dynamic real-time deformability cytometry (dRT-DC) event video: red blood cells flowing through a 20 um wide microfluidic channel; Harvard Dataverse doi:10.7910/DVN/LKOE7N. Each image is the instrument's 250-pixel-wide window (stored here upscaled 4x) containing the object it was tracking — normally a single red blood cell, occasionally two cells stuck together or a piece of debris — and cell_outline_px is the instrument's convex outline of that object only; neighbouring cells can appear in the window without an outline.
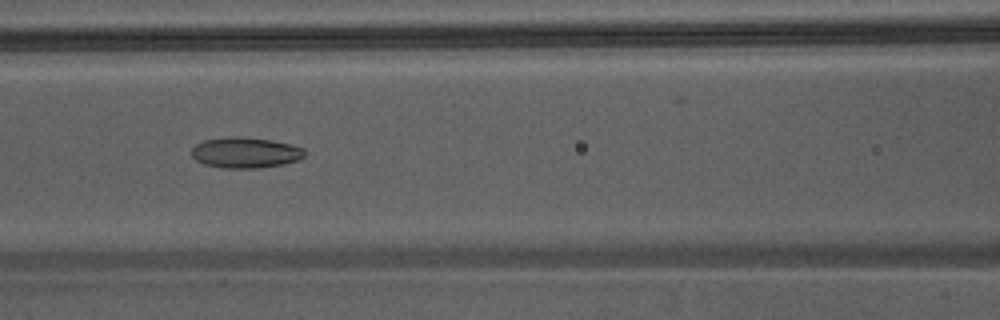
{"species": "Egyptian fruit bat (a non-hibernating species)", "species_latin": "Rousettus aegyptiacus", "temperature_condition": "warm", "stored_images_in_passage": 44, "camera_frame_rate_fps": 3000, "um_per_image_px": 0.085, "animal": {"sex": "male"}, "frame": {"image": 1, "passage_image": 21, "time_ms": 6.667, "image_size_px": [1000, 320], "cell_outline_px": [[304, 156], [300, 160], [284, 164], [256, 168], [224, 168], [204, 164], [196, 160], [192, 156], [192, 148], [196, 144], [204, 140], [228, 136], [240, 136], [272, 140], [304, 148]], "centroid_in_image_um": [20.85, 12.97], "position_along_channel_um": 145.7, "area_um2": 20.29}}
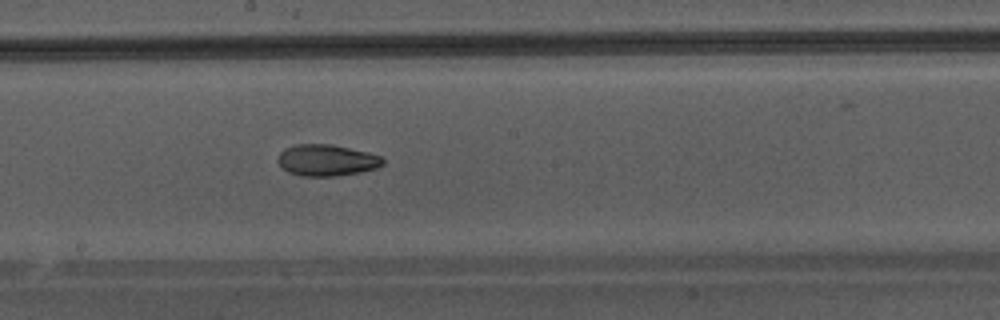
{"frame": {"image": 2, "passage_image": 26, "time_ms": 8.333, "image_size_px": [1000, 320], "cell_outline_px": [[384, 164], [376, 168], [360, 172], [336, 176], [300, 176], [288, 172], [280, 164], [280, 152], [284, 148], [296, 144], [332, 144], [368, 152], [380, 156], [384, 160]], "centroid_in_image_um": [27.79, 13.62], "position_along_channel_um": 220.4, "area_um2": 19.13}}
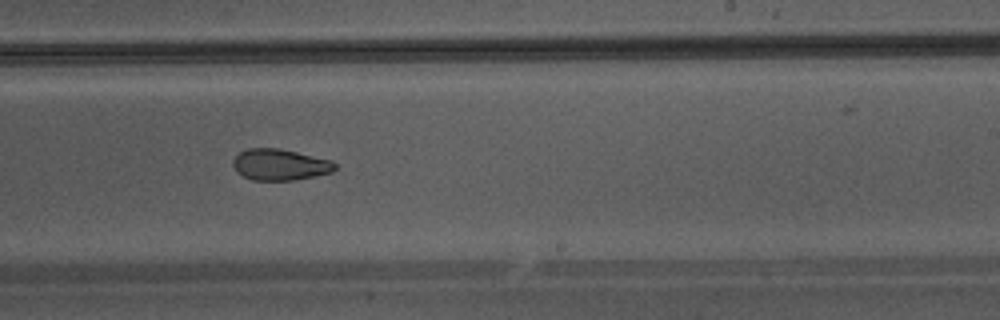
{"frame": {"image": 3, "passage_image": 29, "time_ms": 9.333, "image_size_px": [1000, 320], "cell_outline_px": [[336, 168], [332, 172], [292, 180], [252, 180], [236, 172], [232, 164], [232, 160], [244, 148], [280, 148], [332, 160], [336, 164]], "centroid_in_image_um": [23.77, 13.98], "position_along_channel_um": 265.2, "area_um2": 18.61}}